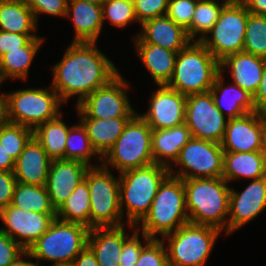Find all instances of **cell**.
Returning a JSON list of instances; mask_svg holds the SVG:
<instances>
[{
    "instance_id": "1",
    "label": "cell",
    "mask_w": 266,
    "mask_h": 266,
    "mask_svg": "<svg viewBox=\"0 0 266 266\" xmlns=\"http://www.w3.org/2000/svg\"><path fill=\"white\" fill-rule=\"evenodd\" d=\"M96 45V42H71L61 61L52 66L50 86L63 103L78 96L76 106L120 73Z\"/></svg>"
},
{
    "instance_id": "2",
    "label": "cell",
    "mask_w": 266,
    "mask_h": 266,
    "mask_svg": "<svg viewBox=\"0 0 266 266\" xmlns=\"http://www.w3.org/2000/svg\"><path fill=\"white\" fill-rule=\"evenodd\" d=\"M189 222L225 231L229 215V183L223 178L183 180Z\"/></svg>"
},
{
    "instance_id": "3",
    "label": "cell",
    "mask_w": 266,
    "mask_h": 266,
    "mask_svg": "<svg viewBox=\"0 0 266 266\" xmlns=\"http://www.w3.org/2000/svg\"><path fill=\"white\" fill-rule=\"evenodd\" d=\"M169 174L168 167L156 163L119 174L120 207L128 228L139 226Z\"/></svg>"
},
{
    "instance_id": "4",
    "label": "cell",
    "mask_w": 266,
    "mask_h": 266,
    "mask_svg": "<svg viewBox=\"0 0 266 266\" xmlns=\"http://www.w3.org/2000/svg\"><path fill=\"white\" fill-rule=\"evenodd\" d=\"M188 222L183 179L169 174L161 183L148 214L140 222L141 227L136 226V229L151 239H162Z\"/></svg>"
},
{
    "instance_id": "5",
    "label": "cell",
    "mask_w": 266,
    "mask_h": 266,
    "mask_svg": "<svg viewBox=\"0 0 266 266\" xmlns=\"http://www.w3.org/2000/svg\"><path fill=\"white\" fill-rule=\"evenodd\" d=\"M219 73L220 62L200 41H191L178 52L167 86L186 96L205 93Z\"/></svg>"
},
{
    "instance_id": "6",
    "label": "cell",
    "mask_w": 266,
    "mask_h": 266,
    "mask_svg": "<svg viewBox=\"0 0 266 266\" xmlns=\"http://www.w3.org/2000/svg\"><path fill=\"white\" fill-rule=\"evenodd\" d=\"M89 230L84 225L55 218L28 252L32 259L49 261L51 266H70L88 245Z\"/></svg>"
},
{
    "instance_id": "7",
    "label": "cell",
    "mask_w": 266,
    "mask_h": 266,
    "mask_svg": "<svg viewBox=\"0 0 266 266\" xmlns=\"http://www.w3.org/2000/svg\"><path fill=\"white\" fill-rule=\"evenodd\" d=\"M84 179L90 193V229L126 225L120 207L119 174L115 177L109 167L97 164L88 168Z\"/></svg>"
},
{
    "instance_id": "8",
    "label": "cell",
    "mask_w": 266,
    "mask_h": 266,
    "mask_svg": "<svg viewBox=\"0 0 266 266\" xmlns=\"http://www.w3.org/2000/svg\"><path fill=\"white\" fill-rule=\"evenodd\" d=\"M151 132V127L136 113L102 158V164L117 169L119 174L153 164Z\"/></svg>"
},
{
    "instance_id": "9",
    "label": "cell",
    "mask_w": 266,
    "mask_h": 266,
    "mask_svg": "<svg viewBox=\"0 0 266 266\" xmlns=\"http://www.w3.org/2000/svg\"><path fill=\"white\" fill-rule=\"evenodd\" d=\"M222 231L188 222L161 240L166 244L170 266H205Z\"/></svg>"
},
{
    "instance_id": "10",
    "label": "cell",
    "mask_w": 266,
    "mask_h": 266,
    "mask_svg": "<svg viewBox=\"0 0 266 266\" xmlns=\"http://www.w3.org/2000/svg\"><path fill=\"white\" fill-rule=\"evenodd\" d=\"M8 122L35 129L61 114L57 92L49 88H23L6 93ZM62 104V105H61Z\"/></svg>"
},
{
    "instance_id": "11",
    "label": "cell",
    "mask_w": 266,
    "mask_h": 266,
    "mask_svg": "<svg viewBox=\"0 0 266 266\" xmlns=\"http://www.w3.org/2000/svg\"><path fill=\"white\" fill-rule=\"evenodd\" d=\"M247 22L246 5L241 0H230L200 42L221 62L227 56L243 51Z\"/></svg>"
},
{
    "instance_id": "12",
    "label": "cell",
    "mask_w": 266,
    "mask_h": 266,
    "mask_svg": "<svg viewBox=\"0 0 266 266\" xmlns=\"http://www.w3.org/2000/svg\"><path fill=\"white\" fill-rule=\"evenodd\" d=\"M223 155L221 144L192 137L172 164L179 166L178 170L169 167L170 175L183 180L220 178L223 173Z\"/></svg>"
},
{
    "instance_id": "13",
    "label": "cell",
    "mask_w": 266,
    "mask_h": 266,
    "mask_svg": "<svg viewBox=\"0 0 266 266\" xmlns=\"http://www.w3.org/2000/svg\"><path fill=\"white\" fill-rule=\"evenodd\" d=\"M129 82L119 73L108 84L85 97L75 109L79 118L108 119L133 117L135 111L127 94Z\"/></svg>"
},
{
    "instance_id": "14",
    "label": "cell",
    "mask_w": 266,
    "mask_h": 266,
    "mask_svg": "<svg viewBox=\"0 0 266 266\" xmlns=\"http://www.w3.org/2000/svg\"><path fill=\"white\" fill-rule=\"evenodd\" d=\"M227 122L228 118L216 107L210 91L187 96L184 123L193 138L221 144Z\"/></svg>"
},
{
    "instance_id": "15",
    "label": "cell",
    "mask_w": 266,
    "mask_h": 266,
    "mask_svg": "<svg viewBox=\"0 0 266 266\" xmlns=\"http://www.w3.org/2000/svg\"><path fill=\"white\" fill-rule=\"evenodd\" d=\"M56 213L26 211L12 205L0 210V231L13 238L25 251L48 230ZM6 227V228H5Z\"/></svg>"
},
{
    "instance_id": "16",
    "label": "cell",
    "mask_w": 266,
    "mask_h": 266,
    "mask_svg": "<svg viewBox=\"0 0 266 266\" xmlns=\"http://www.w3.org/2000/svg\"><path fill=\"white\" fill-rule=\"evenodd\" d=\"M249 181L243 191L230 188L227 236L257 218L266 209V176Z\"/></svg>"
},
{
    "instance_id": "17",
    "label": "cell",
    "mask_w": 266,
    "mask_h": 266,
    "mask_svg": "<svg viewBox=\"0 0 266 266\" xmlns=\"http://www.w3.org/2000/svg\"><path fill=\"white\" fill-rule=\"evenodd\" d=\"M266 134L265 113L254 111L228 119L222 149L229 152L261 151Z\"/></svg>"
},
{
    "instance_id": "18",
    "label": "cell",
    "mask_w": 266,
    "mask_h": 266,
    "mask_svg": "<svg viewBox=\"0 0 266 266\" xmlns=\"http://www.w3.org/2000/svg\"><path fill=\"white\" fill-rule=\"evenodd\" d=\"M157 88L150 97L147 112L137 114L152 130L172 128L184 123L187 96L167 85H157Z\"/></svg>"
},
{
    "instance_id": "19",
    "label": "cell",
    "mask_w": 266,
    "mask_h": 266,
    "mask_svg": "<svg viewBox=\"0 0 266 266\" xmlns=\"http://www.w3.org/2000/svg\"><path fill=\"white\" fill-rule=\"evenodd\" d=\"M89 167L87 164L76 160H51L45 187L55 210L84 180Z\"/></svg>"
},
{
    "instance_id": "20",
    "label": "cell",
    "mask_w": 266,
    "mask_h": 266,
    "mask_svg": "<svg viewBox=\"0 0 266 266\" xmlns=\"http://www.w3.org/2000/svg\"><path fill=\"white\" fill-rule=\"evenodd\" d=\"M140 26L133 43H149L179 52L191 42L186 30L166 15L147 20Z\"/></svg>"
},
{
    "instance_id": "21",
    "label": "cell",
    "mask_w": 266,
    "mask_h": 266,
    "mask_svg": "<svg viewBox=\"0 0 266 266\" xmlns=\"http://www.w3.org/2000/svg\"><path fill=\"white\" fill-rule=\"evenodd\" d=\"M51 159L33 136L15 161L14 177L17 182L45 186Z\"/></svg>"
},
{
    "instance_id": "22",
    "label": "cell",
    "mask_w": 266,
    "mask_h": 266,
    "mask_svg": "<svg viewBox=\"0 0 266 266\" xmlns=\"http://www.w3.org/2000/svg\"><path fill=\"white\" fill-rule=\"evenodd\" d=\"M264 65L265 58L242 51L222 60L220 72L229 69L232 82L254 96L261 82Z\"/></svg>"
},
{
    "instance_id": "23",
    "label": "cell",
    "mask_w": 266,
    "mask_h": 266,
    "mask_svg": "<svg viewBox=\"0 0 266 266\" xmlns=\"http://www.w3.org/2000/svg\"><path fill=\"white\" fill-rule=\"evenodd\" d=\"M66 17L74 26L72 42H96L103 28L102 6L81 0H68Z\"/></svg>"
},
{
    "instance_id": "24",
    "label": "cell",
    "mask_w": 266,
    "mask_h": 266,
    "mask_svg": "<svg viewBox=\"0 0 266 266\" xmlns=\"http://www.w3.org/2000/svg\"><path fill=\"white\" fill-rule=\"evenodd\" d=\"M127 226L92 228L88 234V246L94 252L99 266H119L124 242L131 236ZM126 231V233H125Z\"/></svg>"
},
{
    "instance_id": "25",
    "label": "cell",
    "mask_w": 266,
    "mask_h": 266,
    "mask_svg": "<svg viewBox=\"0 0 266 266\" xmlns=\"http://www.w3.org/2000/svg\"><path fill=\"white\" fill-rule=\"evenodd\" d=\"M224 78V73L220 72L210 90L216 107L228 119L239 118L254 112L253 96L234 83L225 87Z\"/></svg>"
},
{
    "instance_id": "26",
    "label": "cell",
    "mask_w": 266,
    "mask_h": 266,
    "mask_svg": "<svg viewBox=\"0 0 266 266\" xmlns=\"http://www.w3.org/2000/svg\"><path fill=\"white\" fill-rule=\"evenodd\" d=\"M192 138L190 129L185 123L172 128L152 130L151 147L154 163L166 167L178 158L182 147Z\"/></svg>"
},
{
    "instance_id": "27",
    "label": "cell",
    "mask_w": 266,
    "mask_h": 266,
    "mask_svg": "<svg viewBox=\"0 0 266 266\" xmlns=\"http://www.w3.org/2000/svg\"><path fill=\"white\" fill-rule=\"evenodd\" d=\"M135 53L156 85H167L174 73L178 52L149 43H134Z\"/></svg>"
},
{
    "instance_id": "28",
    "label": "cell",
    "mask_w": 266,
    "mask_h": 266,
    "mask_svg": "<svg viewBox=\"0 0 266 266\" xmlns=\"http://www.w3.org/2000/svg\"><path fill=\"white\" fill-rule=\"evenodd\" d=\"M266 176V167L261 151H224L222 177L228 182L234 180L259 179Z\"/></svg>"
},
{
    "instance_id": "29",
    "label": "cell",
    "mask_w": 266,
    "mask_h": 266,
    "mask_svg": "<svg viewBox=\"0 0 266 266\" xmlns=\"http://www.w3.org/2000/svg\"><path fill=\"white\" fill-rule=\"evenodd\" d=\"M131 118H80L79 121L85 127L93 149L103 158L114 146L118 137L122 134L125 125Z\"/></svg>"
},
{
    "instance_id": "30",
    "label": "cell",
    "mask_w": 266,
    "mask_h": 266,
    "mask_svg": "<svg viewBox=\"0 0 266 266\" xmlns=\"http://www.w3.org/2000/svg\"><path fill=\"white\" fill-rule=\"evenodd\" d=\"M43 38H32L25 46L11 50L0 57V77L3 82L11 80L27 81L29 68L40 50Z\"/></svg>"
},
{
    "instance_id": "31",
    "label": "cell",
    "mask_w": 266,
    "mask_h": 266,
    "mask_svg": "<svg viewBox=\"0 0 266 266\" xmlns=\"http://www.w3.org/2000/svg\"><path fill=\"white\" fill-rule=\"evenodd\" d=\"M37 23L25 0H0V30L36 34Z\"/></svg>"
},
{
    "instance_id": "32",
    "label": "cell",
    "mask_w": 266,
    "mask_h": 266,
    "mask_svg": "<svg viewBox=\"0 0 266 266\" xmlns=\"http://www.w3.org/2000/svg\"><path fill=\"white\" fill-rule=\"evenodd\" d=\"M62 115L61 113L57 118L40 124L33 130V136L51 160H65L66 139L70 126L64 123Z\"/></svg>"
},
{
    "instance_id": "33",
    "label": "cell",
    "mask_w": 266,
    "mask_h": 266,
    "mask_svg": "<svg viewBox=\"0 0 266 266\" xmlns=\"http://www.w3.org/2000/svg\"><path fill=\"white\" fill-rule=\"evenodd\" d=\"M56 218L65 222L78 223L90 229V193L85 179L56 210Z\"/></svg>"
},
{
    "instance_id": "34",
    "label": "cell",
    "mask_w": 266,
    "mask_h": 266,
    "mask_svg": "<svg viewBox=\"0 0 266 266\" xmlns=\"http://www.w3.org/2000/svg\"><path fill=\"white\" fill-rule=\"evenodd\" d=\"M10 205L26 211L56 213L45 186L17 182Z\"/></svg>"
},
{
    "instance_id": "35",
    "label": "cell",
    "mask_w": 266,
    "mask_h": 266,
    "mask_svg": "<svg viewBox=\"0 0 266 266\" xmlns=\"http://www.w3.org/2000/svg\"><path fill=\"white\" fill-rule=\"evenodd\" d=\"M229 1L222 0L220 3L217 0L197 1L191 26L186 30L189 39L191 41H201L213 28L221 10Z\"/></svg>"
},
{
    "instance_id": "36",
    "label": "cell",
    "mask_w": 266,
    "mask_h": 266,
    "mask_svg": "<svg viewBox=\"0 0 266 266\" xmlns=\"http://www.w3.org/2000/svg\"><path fill=\"white\" fill-rule=\"evenodd\" d=\"M94 157L97 158V161L99 160L98 164H102V158L93 149L82 123L79 121L77 124L70 126L66 139L65 160H76L88 166H96L90 162Z\"/></svg>"
},
{
    "instance_id": "37",
    "label": "cell",
    "mask_w": 266,
    "mask_h": 266,
    "mask_svg": "<svg viewBox=\"0 0 266 266\" xmlns=\"http://www.w3.org/2000/svg\"><path fill=\"white\" fill-rule=\"evenodd\" d=\"M32 137L33 129L29 127L10 122L0 125V144L14 161Z\"/></svg>"
},
{
    "instance_id": "38",
    "label": "cell",
    "mask_w": 266,
    "mask_h": 266,
    "mask_svg": "<svg viewBox=\"0 0 266 266\" xmlns=\"http://www.w3.org/2000/svg\"><path fill=\"white\" fill-rule=\"evenodd\" d=\"M243 51L266 59V16L248 12Z\"/></svg>"
},
{
    "instance_id": "39",
    "label": "cell",
    "mask_w": 266,
    "mask_h": 266,
    "mask_svg": "<svg viewBox=\"0 0 266 266\" xmlns=\"http://www.w3.org/2000/svg\"><path fill=\"white\" fill-rule=\"evenodd\" d=\"M102 19L103 24L107 19L112 26L122 29L128 24L138 22L134 3L130 0H105L102 4Z\"/></svg>"
},
{
    "instance_id": "40",
    "label": "cell",
    "mask_w": 266,
    "mask_h": 266,
    "mask_svg": "<svg viewBox=\"0 0 266 266\" xmlns=\"http://www.w3.org/2000/svg\"><path fill=\"white\" fill-rule=\"evenodd\" d=\"M135 266H170L165 243L151 239L142 249Z\"/></svg>"
},
{
    "instance_id": "41",
    "label": "cell",
    "mask_w": 266,
    "mask_h": 266,
    "mask_svg": "<svg viewBox=\"0 0 266 266\" xmlns=\"http://www.w3.org/2000/svg\"><path fill=\"white\" fill-rule=\"evenodd\" d=\"M197 0H168L166 16L187 30L192 23Z\"/></svg>"
},
{
    "instance_id": "42",
    "label": "cell",
    "mask_w": 266,
    "mask_h": 266,
    "mask_svg": "<svg viewBox=\"0 0 266 266\" xmlns=\"http://www.w3.org/2000/svg\"><path fill=\"white\" fill-rule=\"evenodd\" d=\"M133 230L131 236L124 242L119 258V266H135L143 247L151 240V238L144 233H141L142 236H140V232L136 227H134ZM139 236L141 238H139ZM140 239H142L143 242H141Z\"/></svg>"
},
{
    "instance_id": "43",
    "label": "cell",
    "mask_w": 266,
    "mask_h": 266,
    "mask_svg": "<svg viewBox=\"0 0 266 266\" xmlns=\"http://www.w3.org/2000/svg\"><path fill=\"white\" fill-rule=\"evenodd\" d=\"M134 11L139 25L166 14L168 0H134Z\"/></svg>"
},
{
    "instance_id": "44",
    "label": "cell",
    "mask_w": 266,
    "mask_h": 266,
    "mask_svg": "<svg viewBox=\"0 0 266 266\" xmlns=\"http://www.w3.org/2000/svg\"><path fill=\"white\" fill-rule=\"evenodd\" d=\"M25 2L32 10L37 24L39 15L42 14L66 18L68 0H25Z\"/></svg>"
},
{
    "instance_id": "45",
    "label": "cell",
    "mask_w": 266,
    "mask_h": 266,
    "mask_svg": "<svg viewBox=\"0 0 266 266\" xmlns=\"http://www.w3.org/2000/svg\"><path fill=\"white\" fill-rule=\"evenodd\" d=\"M24 252L13 238L0 231V266H8Z\"/></svg>"
},
{
    "instance_id": "46",
    "label": "cell",
    "mask_w": 266,
    "mask_h": 266,
    "mask_svg": "<svg viewBox=\"0 0 266 266\" xmlns=\"http://www.w3.org/2000/svg\"><path fill=\"white\" fill-rule=\"evenodd\" d=\"M32 38H42L37 34H18L0 30V57L5 53L25 46Z\"/></svg>"
},
{
    "instance_id": "47",
    "label": "cell",
    "mask_w": 266,
    "mask_h": 266,
    "mask_svg": "<svg viewBox=\"0 0 266 266\" xmlns=\"http://www.w3.org/2000/svg\"><path fill=\"white\" fill-rule=\"evenodd\" d=\"M16 183L13 172L0 170V210L11 204Z\"/></svg>"
},
{
    "instance_id": "48",
    "label": "cell",
    "mask_w": 266,
    "mask_h": 266,
    "mask_svg": "<svg viewBox=\"0 0 266 266\" xmlns=\"http://www.w3.org/2000/svg\"><path fill=\"white\" fill-rule=\"evenodd\" d=\"M255 111L266 113V59L259 87L253 96Z\"/></svg>"
},
{
    "instance_id": "49",
    "label": "cell",
    "mask_w": 266,
    "mask_h": 266,
    "mask_svg": "<svg viewBox=\"0 0 266 266\" xmlns=\"http://www.w3.org/2000/svg\"><path fill=\"white\" fill-rule=\"evenodd\" d=\"M70 266H99L96 255L87 245L74 259Z\"/></svg>"
},
{
    "instance_id": "50",
    "label": "cell",
    "mask_w": 266,
    "mask_h": 266,
    "mask_svg": "<svg viewBox=\"0 0 266 266\" xmlns=\"http://www.w3.org/2000/svg\"><path fill=\"white\" fill-rule=\"evenodd\" d=\"M251 14L266 16V0H241Z\"/></svg>"
},
{
    "instance_id": "51",
    "label": "cell",
    "mask_w": 266,
    "mask_h": 266,
    "mask_svg": "<svg viewBox=\"0 0 266 266\" xmlns=\"http://www.w3.org/2000/svg\"><path fill=\"white\" fill-rule=\"evenodd\" d=\"M14 167V159L6 152V150L0 144V170L13 172Z\"/></svg>"
},
{
    "instance_id": "52",
    "label": "cell",
    "mask_w": 266,
    "mask_h": 266,
    "mask_svg": "<svg viewBox=\"0 0 266 266\" xmlns=\"http://www.w3.org/2000/svg\"><path fill=\"white\" fill-rule=\"evenodd\" d=\"M32 258L31 254L28 251H25L21 256H19L15 261L10 263L8 266H41L37 263L33 262L32 260L27 261L26 258Z\"/></svg>"
},
{
    "instance_id": "53",
    "label": "cell",
    "mask_w": 266,
    "mask_h": 266,
    "mask_svg": "<svg viewBox=\"0 0 266 266\" xmlns=\"http://www.w3.org/2000/svg\"><path fill=\"white\" fill-rule=\"evenodd\" d=\"M8 122L7 119V96L6 93H0V125Z\"/></svg>"
},
{
    "instance_id": "54",
    "label": "cell",
    "mask_w": 266,
    "mask_h": 266,
    "mask_svg": "<svg viewBox=\"0 0 266 266\" xmlns=\"http://www.w3.org/2000/svg\"><path fill=\"white\" fill-rule=\"evenodd\" d=\"M262 155H263V158H264V163H265V167H266V134H265V137H264V140H263V145H262Z\"/></svg>"
},
{
    "instance_id": "55",
    "label": "cell",
    "mask_w": 266,
    "mask_h": 266,
    "mask_svg": "<svg viewBox=\"0 0 266 266\" xmlns=\"http://www.w3.org/2000/svg\"><path fill=\"white\" fill-rule=\"evenodd\" d=\"M81 1L89 2V3H94V4H97V5L102 6V4H103V2L105 0H81Z\"/></svg>"
}]
</instances>
